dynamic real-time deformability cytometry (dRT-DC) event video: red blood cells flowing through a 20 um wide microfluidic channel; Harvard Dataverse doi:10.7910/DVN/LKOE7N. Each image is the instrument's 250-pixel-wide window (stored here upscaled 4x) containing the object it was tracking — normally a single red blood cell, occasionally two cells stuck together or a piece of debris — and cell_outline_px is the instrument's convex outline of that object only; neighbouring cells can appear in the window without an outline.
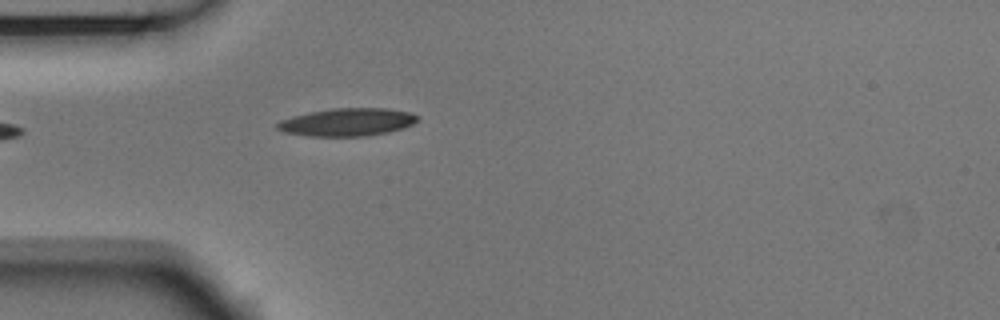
{"species": "Egyptian fruit bat (a non-hibernating species)", "species_latin": "Rousettus aegyptiacus", "temperature_condition": "room temperature", "stored_images_in_passage": 1, "camera_frame_rate_fps": 3000, "um_per_image_px": 0.085, "animal": {"sex": "male"}, "frame": {"image": 1, "passage_image": 1, "time_ms": 0.0, "image_size_px": [1000, 320], "cell_outline_px": [[420, 120], [404, 128], [388, 132], [368, 136], [308, 136], [284, 132], [276, 128], [276, 124], [280, 120], [292, 116], [308, 112], [332, 108], [388, 108], [412, 112], [420, 116]], "centroid_in_image_um": [29.56, 10.37], "position_along_channel_um": 55.4, "area_um2": 23.06}}